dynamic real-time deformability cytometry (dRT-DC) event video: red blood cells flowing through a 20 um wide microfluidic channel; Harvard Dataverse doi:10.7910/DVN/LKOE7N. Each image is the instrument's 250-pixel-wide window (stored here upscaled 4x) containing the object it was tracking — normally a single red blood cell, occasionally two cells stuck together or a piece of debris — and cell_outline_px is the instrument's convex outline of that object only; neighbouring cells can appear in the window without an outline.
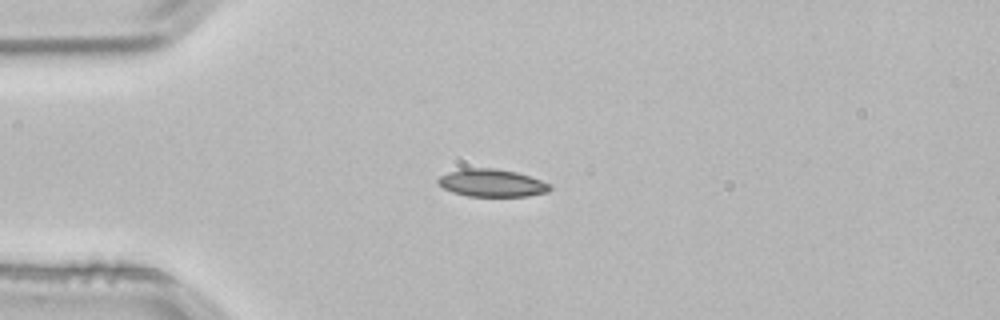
{"species": "common noctule bat (a hibernating species)", "species_latin": "Nyctalus noctula", "temperature_condition": "room temperature", "stored_images_in_passage": 1, "camera_frame_rate_fps": 3000, "um_per_image_px": 0.085, "animal": {"sex": "male", "body_mass_g": 21.5, "forearm_length_mm": 52.0}, "frame": {"image": 1, "passage_image": 1, "time_ms": 0.0, "image_size_px": [1000, 320], "cell_outline_px": [[552, 188], [548, 192], [528, 196], [468, 196], [452, 192], [444, 188], [436, 180], [440, 176], [448, 172], [460, 168], [496, 168], [516, 172], [552, 184]], "centroid_in_image_um": [41.81, 15.55], "position_along_channel_um": 43.2, "area_um2": 18.03}}